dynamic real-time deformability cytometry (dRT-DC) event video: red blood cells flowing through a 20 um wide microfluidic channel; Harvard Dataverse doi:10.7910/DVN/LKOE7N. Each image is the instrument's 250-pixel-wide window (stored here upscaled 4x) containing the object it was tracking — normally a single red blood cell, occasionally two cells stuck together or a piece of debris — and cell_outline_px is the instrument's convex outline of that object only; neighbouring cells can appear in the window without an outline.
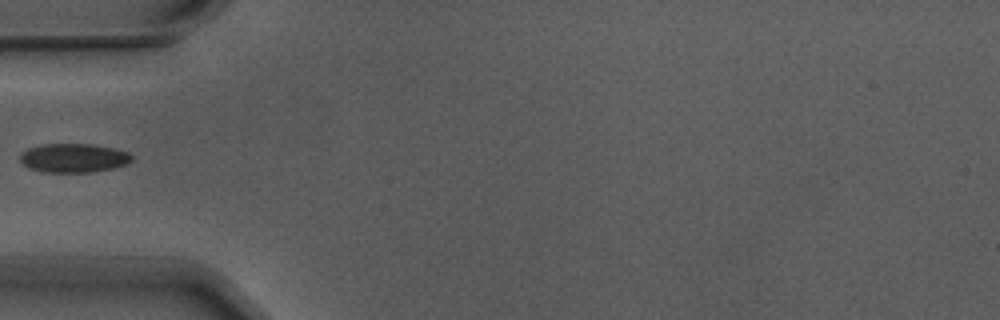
{"species": "Egyptian fruit bat (a non-hibernating species)", "species_latin": "Rousettus aegyptiacus", "temperature_condition": "warm", "stored_images_in_passage": 2, "camera_frame_rate_fps": 3000, "um_per_image_px": 0.085, "animal": {"sex": "male"}, "frame": {"image": 1, "passage_image": 2, "time_ms": 0.333, "image_size_px": [1000, 320], "cell_outline_px": [[132, 160], [128, 164], [112, 168], [92, 172], [40, 172], [24, 164], [20, 160], [20, 156], [28, 148], [40, 144], [92, 144], [112, 148], [128, 152], [132, 156]], "centroid_in_image_um": [6.27, 13.42], "position_along_channel_um": 78.7, "area_um2": 18.73}}